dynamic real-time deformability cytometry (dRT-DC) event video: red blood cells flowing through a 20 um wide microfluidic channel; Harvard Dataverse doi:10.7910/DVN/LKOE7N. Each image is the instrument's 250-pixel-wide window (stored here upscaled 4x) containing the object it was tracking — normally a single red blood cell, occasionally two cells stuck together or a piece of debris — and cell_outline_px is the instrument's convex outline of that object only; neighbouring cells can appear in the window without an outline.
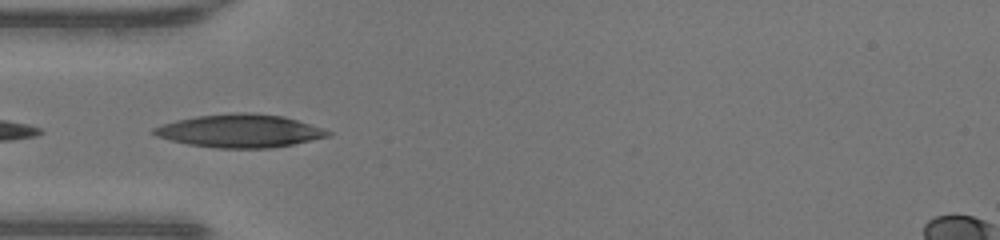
{"species": "human", "species_latin": "Homo sapiens", "temperature_condition": "warm", "stored_images_in_passage": 33, "camera_frame_rate_fps": 3000, "um_per_image_px": 0.085, "donor": {"sex": "male"}, "frame": {"image": 1, "passage_image": 1, "time_ms": 0.0, "image_size_px": [1000, 240], "cell_outline_px": [[332, 132], [328, 136], [312, 140], [272, 148], [216, 148], [188, 144], [156, 136], [152, 132], [152, 128], [160, 124], [176, 120], [196, 116], [232, 112], [252, 112], [284, 116]], "centroid_in_image_um": [20.34, 11.12], "position_along_channel_um": 64.7, "area_um2": 33.47}}
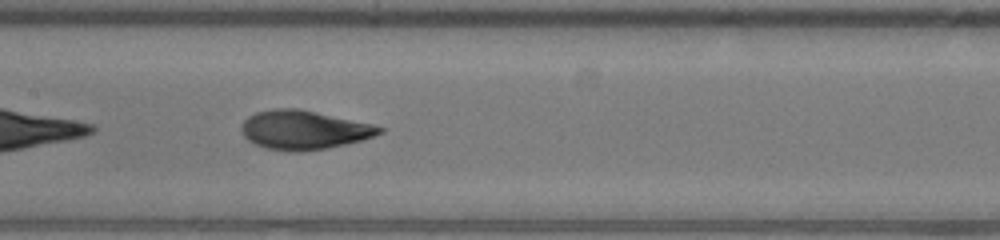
{"frame": {"image": 2, "passage_image": 9, "time_ms": 2.667, "image_size_px": [1000, 240], "cell_outline_px": [[384, 132], [360, 140], [344, 144], [324, 148], [300, 152], [288, 152], [264, 148], [248, 140], [244, 136], [240, 128], [240, 124], [248, 116], [256, 112], [272, 108], [296, 108], [372, 124], [384, 128]], "centroid_in_image_um": [25.76, 11.04], "position_along_channel_um": 181.6, "area_um2": 31.15}}
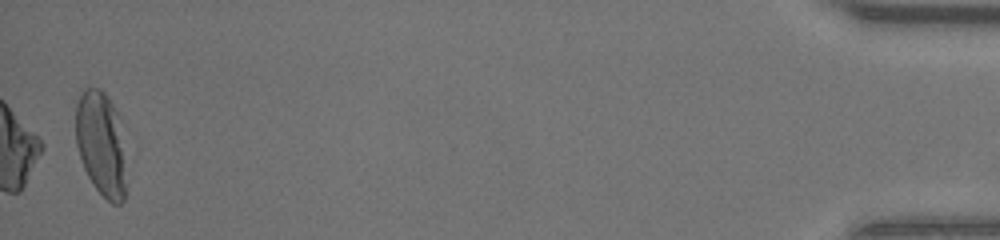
{"frame": {"image": 3, "passage_image": 33, "time_ms": 10.667, "image_size_px": [1000, 240], "cell_outline_px": [[124, 200], [120, 204], [112, 204], [92, 184], [84, 168], [76, 144], [76, 104], [80, 92], [84, 88], [100, 88], [104, 92], [120, 112], [124, 184]], "centroid_in_image_um": [8.56, 12.14], "position_along_channel_um": 426.6, "area_um2": 30.58}, "authors_computed_cell_mechanics": {"area_um2": 31.212, "velocity_mm_per_s": 4.3288, "shape_relaxation_time_tau1_ms": 4.4968, "shape_relaxation_time_tau2_ms": 0.9493, "deformation_change_tau1": 0.251, "deformation_change_tau2": 0.054}}